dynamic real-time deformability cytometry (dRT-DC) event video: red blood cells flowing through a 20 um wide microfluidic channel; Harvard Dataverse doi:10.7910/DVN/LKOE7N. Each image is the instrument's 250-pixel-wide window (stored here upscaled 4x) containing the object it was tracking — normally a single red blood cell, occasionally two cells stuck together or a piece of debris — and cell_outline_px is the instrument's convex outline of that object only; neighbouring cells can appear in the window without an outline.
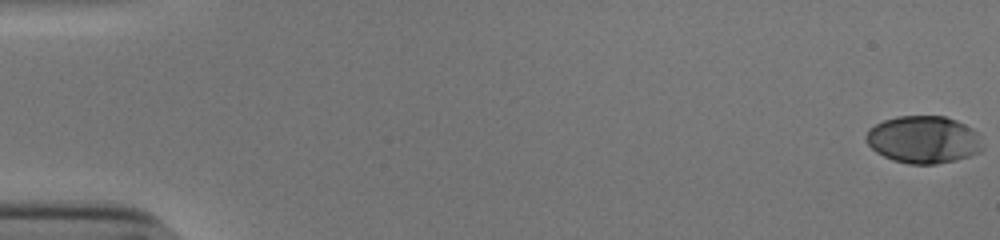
{"species": "human", "species_latin": "Homo sapiens", "temperature_condition": "cold", "stored_images_in_passage": 55, "camera_frame_rate_fps": 3000, "um_per_image_px": 0.085, "donor": {"sex": "male"}, "frame": {"image": 1, "passage_image": 1, "time_ms": 0.0, "image_size_px": [1000, 240], "cell_outline_px": [[984, 148], [980, 152], [956, 160], [936, 164], [908, 164], [892, 160], [876, 152], [868, 144], [864, 136], [868, 128], [884, 120], [896, 116], [944, 116], [956, 120], [972, 128], [976, 132]], "centroid_in_image_um": [78.48, 11.87], "position_along_channel_um": 6.5, "area_um2": 32.31}}
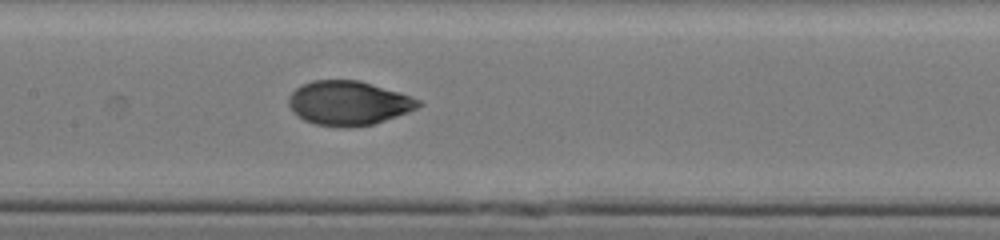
{"frame": {"image": 2, "passage_image": 28, "time_ms": 9.0, "image_size_px": [1000, 240], "cell_outline_px": [[424, 104], [408, 112], [372, 124], [348, 128], [316, 124], [304, 120], [296, 116], [292, 112], [288, 104], [288, 96], [296, 88], [312, 80], [360, 80], [420, 100]], "centroid_in_image_um": [29.57, 8.76], "position_along_channel_um": 177.8, "area_um2": 33.23}}
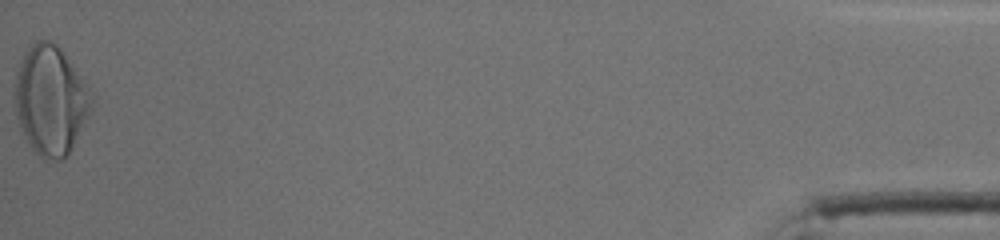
{"frame": {"image": 3, "passage_image": 55, "time_ms": 18.0, "image_size_px": [1000, 240], "cell_outline_px": [[96, 96], [92, 108], [68, 156], [60, 160], [44, 160], [32, 148], [20, 132], [12, 100], [12, 88], [16, 68], [24, 52], [36, 40], [52, 40], [60, 48]], "centroid_in_image_um": [4.26, 8.52], "position_along_channel_um": 430.9, "area_um2": 50.05}, "authors_computed_cell_mechanics": {"area_um2": 33.0616, "velocity_mm_per_s": 3.8513, "shape_relaxation_time_tau1_ms": 3.8326, "shape_relaxation_time_tau2_ms": 0.9448, "deformation_change_tau1": 0.1928, "deformation_change_tau2": 0.04}}